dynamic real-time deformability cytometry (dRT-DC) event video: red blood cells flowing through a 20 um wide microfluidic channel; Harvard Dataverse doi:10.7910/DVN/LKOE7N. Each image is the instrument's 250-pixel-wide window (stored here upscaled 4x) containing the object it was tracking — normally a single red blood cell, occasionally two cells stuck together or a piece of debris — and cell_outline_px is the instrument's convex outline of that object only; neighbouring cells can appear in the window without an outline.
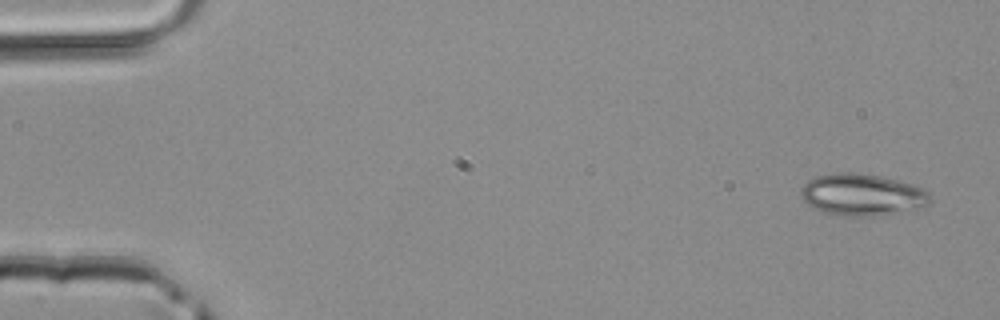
{"species": "common noctule bat (a hibernating species)", "species_latin": "Nyctalus noctula", "temperature_condition": "room temperature", "stored_images_in_passage": 3, "camera_frame_rate_fps": 3000, "um_per_image_px": 0.085, "animal": {"sex": "male", "body_mass_g": 20.4}, "frame": {"image": 1, "passage_image": 1, "time_ms": 0.0, "image_size_px": [1000, 320], "cell_outline_px": [[932, 200], [928, 204], [916, 208], [872, 216], [840, 216], [824, 212], [808, 204], [800, 196], [800, 188], [812, 176], [840, 172], [860, 172], [880, 176], [912, 184], [928, 192]], "centroid_in_image_um": [73.22, 16.53], "position_along_channel_um": 11.8, "area_um2": 31.39}}